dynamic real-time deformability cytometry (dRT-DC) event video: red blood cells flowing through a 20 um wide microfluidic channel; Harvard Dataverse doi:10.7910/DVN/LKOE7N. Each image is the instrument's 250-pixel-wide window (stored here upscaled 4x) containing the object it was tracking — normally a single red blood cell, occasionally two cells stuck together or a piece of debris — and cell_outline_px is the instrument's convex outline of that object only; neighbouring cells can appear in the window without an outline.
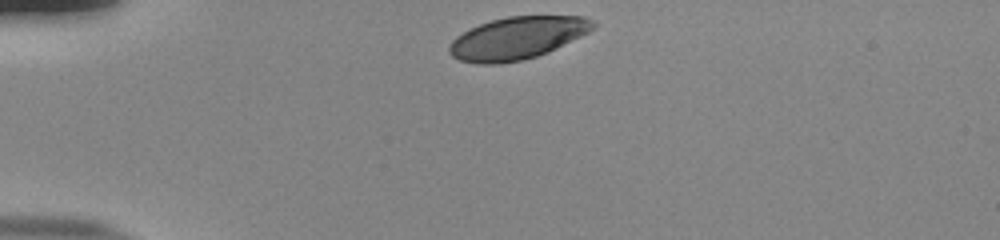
{"species": "human", "species_latin": "Homo sapiens", "temperature_condition": "room temperature", "stored_images_in_passage": 33, "camera_frame_rate_fps": 3000, "um_per_image_px": 0.085, "donor": {"sex": "male"}, "frame": {"image": 1, "passage_image": 1, "time_ms": 0.0, "image_size_px": [1000, 240], "cell_outline_px": [[596, 28], [548, 52], [524, 60], [500, 64], [480, 64], [460, 60], [452, 56], [448, 52], [448, 48], [452, 40], [456, 36], [468, 28], [492, 20], [508, 16], [584, 16], [592, 20], [596, 24]], "centroid_in_image_um": [43.95, 3.24], "position_along_channel_um": 41.1, "area_um2": 35.6}}
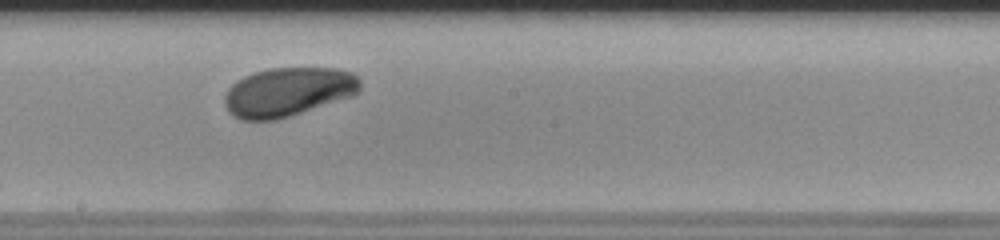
{"frame": {"image": 2, "passage_image": 19, "time_ms": 6.0, "image_size_px": [1000, 240], "cell_outline_px": [[360, 88], [352, 96], [276, 120], [240, 120], [228, 112], [224, 104], [224, 96], [228, 88], [236, 80], [244, 76], [268, 68], [336, 68], [352, 72], [360, 80]], "centroid_in_image_um": [24.44, 7.81], "position_along_channel_um": 223.8, "area_um2": 38.61}}
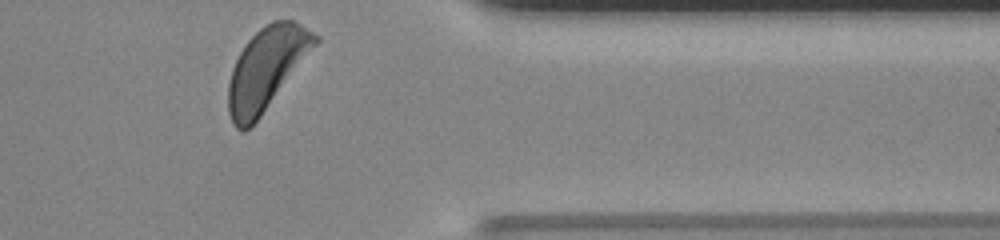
{"frame": {"image": 3, "passage_image": 33, "time_ms": 10.667, "image_size_px": [1000, 240], "cell_outline_px": [[320, 40], [260, 116], [244, 132], [240, 132], [232, 124], [228, 112], [228, 84], [232, 68], [240, 52], [248, 40], [264, 24], [272, 20], [292, 20], [300, 24], [320, 36]], "centroid_in_image_um": [22.63, 5.82], "position_along_channel_um": 388.8, "area_um2": 40.98}, "authors_computed_cell_mechanics": {"area_um2": 38.6104, "velocity_mm_per_s": 3.7698, "shape_relaxation_time_tau1_ms": 1.9182, "shape_relaxation_time_tau2_ms": null, "deformation_change_tau1": 0.1104, "deformation_change_tau2": null}}